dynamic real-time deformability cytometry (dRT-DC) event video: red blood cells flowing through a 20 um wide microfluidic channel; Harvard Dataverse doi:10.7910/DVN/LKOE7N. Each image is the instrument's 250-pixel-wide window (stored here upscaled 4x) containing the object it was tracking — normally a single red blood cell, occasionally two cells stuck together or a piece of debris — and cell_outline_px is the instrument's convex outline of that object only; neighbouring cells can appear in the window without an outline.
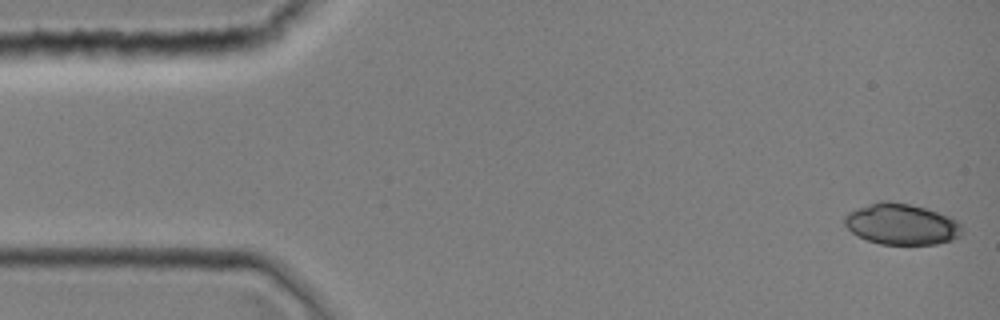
{"species": "common noctule bat (a hibernating species)", "species_latin": "Nyctalus noctula", "temperature_condition": "room temperature", "stored_images_in_passage": 39, "camera_frame_rate_fps": 3000, "um_per_image_px": 0.085, "animal": {"sex": "female", "body_mass_g": 19.0, "forearm_length_mm": 51.5}, "frame": {"image": 1, "passage_image": 1, "time_ms": 0.0, "image_size_px": [1000, 320], "cell_outline_px": [[964, 232], [960, 236], [952, 240], [936, 244], [880, 244], [856, 236], [844, 224], [844, 216], [848, 212], [856, 208], [880, 200], [888, 200], [908, 204], [924, 208], [948, 216], [956, 220], [960, 224]], "centroid_in_image_um": [76.6, 19.05], "position_along_channel_um": 8.4, "area_um2": 28.15}}
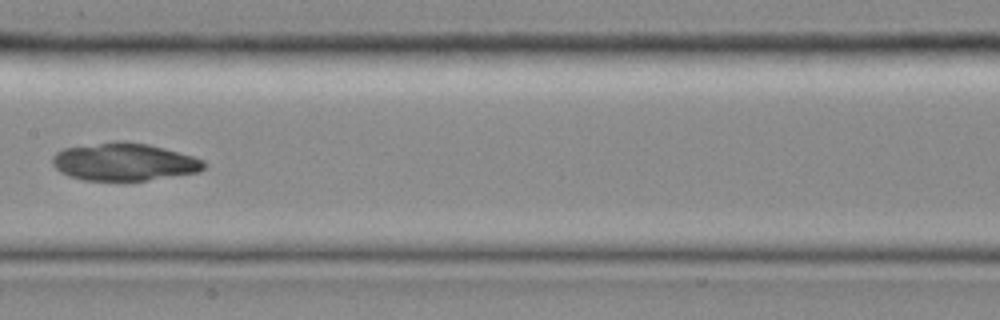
{"frame": {"image": 2, "passage_image": 20, "time_ms": 6.333, "image_size_px": [1000, 320], "cell_outline_px": [[208, 164], [200, 172], [148, 180], [84, 180], [68, 176], [60, 172], [52, 164], [52, 156], [56, 152], [64, 148], [112, 140], [124, 140], [148, 144], [164, 148], [192, 156], [204, 160]], "centroid_in_image_um": [10.55, 13.74], "position_along_channel_um": 196.9, "area_um2": 33.58}}
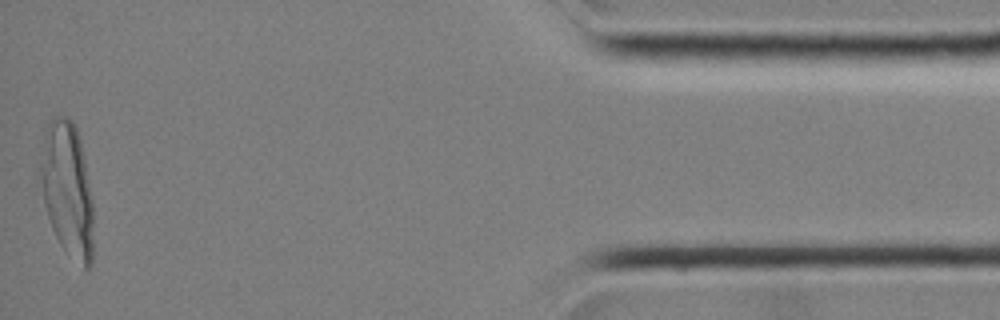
{"frame": {"image": 3, "passage_image": 39, "time_ms": 12.667, "image_size_px": [1000, 320], "cell_outline_px": [[92, 264], [88, 268], [84, 268], [64, 252], [52, 228], [36, 180], [36, 172], [44, 132], [48, 120], [52, 116], [68, 116], [72, 120], [76, 128], [80, 140], [84, 156], [92, 200]], "centroid_in_image_um": [5.65, 16.04], "position_along_channel_um": 429.5, "area_um2": 42.71}}